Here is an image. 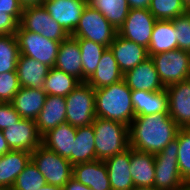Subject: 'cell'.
Listing matches in <instances>:
<instances>
[{"instance_id": "obj_1", "label": "cell", "mask_w": 190, "mask_h": 190, "mask_svg": "<svg viewBox=\"0 0 190 190\" xmlns=\"http://www.w3.org/2000/svg\"><path fill=\"white\" fill-rule=\"evenodd\" d=\"M179 129L169 113L135 116L129 125V145L155 155L176 138Z\"/></svg>"}, {"instance_id": "obj_2", "label": "cell", "mask_w": 190, "mask_h": 190, "mask_svg": "<svg viewBox=\"0 0 190 190\" xmlns=\"http://www.w3.org/2000/svg\"><path fill=\"white\" fill-rule=\"evenodd\" d=\"M131 93L132 90L124 79L95 89L96 117L123 123L129 127L135 118Z\"/></svg>"}, {"instance_id": "obj_3", "label": "cell", "mask_w": 190, "mask_h": 190, "mask_svg": "<svg viewBox=\"0 0 190 190\" xmlns=\"http://www.w3.org/2000/svg\"><path fill=\"white\" fill-rule=\"evenodd\" d=\"M93 124L97 160H106L129 145V127L123 123L96 117Z\"/></svg>"}, {"instance_id": "obj_4", "label": "cell", "mask_w": 190, "mask_h": 190, "mask_svg": "<svg viewBox=\"0 0 190 190\" xmlns=\"http://www.w3.org/2000/svg\"><path fill=\"white\" fill-rule=\"evenodd\" d=\"M66 123L73 127L92 124L95 114V90L87 83L81 82L66 97Z\"/></svg>"}, {"instance_id": "obj_5", "label": "cell", "mask_w": 190, "mask_h": 190, "mask_svg": "<svg viewBox=\"0 0 190 190\" xmlns=\"http://www.w3.org/2000/svg\"><path fill=\"white\" fill-rule=\"evenodd\" d=\"M31 160L44 176L46 184L64 187L73 177V165L69 160L43 145L31 152Z\"/></svg>"}, {"instance_id": "obj_6", "label": "cell", "mask_w": 190, "mask_h": 190, "mask_svg": "<svg viewBox=\"0 0 190 190\" xmlns=\"http://www.w3.org/2000/svg\"><path fill=\"white\" fill-rule=\"evenodd\" d=\"M178 139L172 140L163 150L154 155L156 190H176L185 181L178 168Z\"/></svg>"}, {"instance_id": "obj_7", "label": "cell", "mask_w": 190, "mask_h": 190, "mask_svg": "<svg viewBox=\"0 0 190 190\" xmlns=\"http://www.w3.org/2000/svg\"><path fill=\"white\" fill-rule=\"evenodd\" d=\"M164 87L190 79V53L175 49L151 55Z\"/></svg>"}, {"instance_id": "obj_8", "label": "cell", "mask_w": 190, "mask_h": 190, "mask_svg": "<svg viewBox=\"0 0 190 190\" xmlns=\"http://www.w3.org/2000/svg\"><path fill=\"white\" fill-rule=\"evenodd\" d=\"M116 35L117 30L98 10L86 6L71 36L100 43L109 48Z\"/></svg>"}, {"instance_id": "obj_9", "label": "cell", "mask_w": 190, "mask_h": 190, "mask_svg": "<svg viewBox=\"0 0 190 190\" xmlns=\"http://www.w3.org/2000/svg\"><path fill=\"white\" fill-rule=\"evenodd\" d=\"M20 55L33 58L48 67H54L61 42L47 39L41 34L23 30L20 26L16 31Z\"/></svg>"}, {"instance_id": "obj_10", "label": "cell", "mask_w": 190, "mask_h": 190, "mask_svg": "<svg viewBox=\"0 0 190 190\" xmlns=\"http://www.w3.org/2000/svg\"><path fill=\"white\" fill-rule=\"evenodd\" d=\"M19 26L23 30L41 34L47 39L58 42L69 37L65 30L49 15L43 4L23 8Z\"/></svg>"}, {"instance_id": "obj_11", "label": "cell", "mask_w": 190, "mask_h": 190, "mask_svg": "<svg viewBox=\"0 0 190 190\" xmlns=\"http://www.w3.org/2000/svg\"><path fill=\"white\" fill-rule=\"evenodd\" d=\"M155 22L156 18L149 9H130L117 34L148 48Z\"/></svg>"}, {"instance_id": "obj_12", "label": "cell", "mask_w": 190, "mask_h": 190, "mask_svg": "<svg viewBox=\"0 0 190 190\" xmlns=\"http://www.w3.org/2000/svg\"><path fill=\"white\" fill-rule=\"evenodd\" d=\"M2 132L11 150L33 152L42 145V136L32 119L21 118Z\"/></svg>"}, {"instance_id": "obj_13", "label": "cell", "mask_w": 190, "mask_h": 190, "mask_svg": "<svg viewBox=\"0 0 190 190\" xmlns=\"http://www.w3.org/2000/svg\"><path fill=\"white\" fill-rule=\"evenodd\" d=\"M49 15L71 36L87 6L86 0H44Z\"/></svg>"}, {"instance_id": "obj_14", "label": "cell", "mask_w": 190, "mask_h": 190, "mask_svg": "<svg viewBox=\"0 0 190 190\" xmlns=\"http://www.w3.org/2000/svg\"><path fill=\"white\" fill-rule=\"evenodd\" d=\"M168 113L179 128H190V79L167 86Z\"/></svg>"}, {"instance_id": "obj_15", "label": "cell", "mask_w": 190, "mask_h": 190, "mask_svg": "<svg viewBox=\"0 0 190 190\" xmlns=\"http://www.w3.org/2000/svg\"><path fill=\"white\" fill-rule=\"evenodd\" d=\"M123 74L149 58L148 48L127 40L118 34L109 46Z\"/></svg>"}, {"instance_id": "obj_16", "label": "cell", "mask_w": 190, "mask_h": 190, "mask_svg": "<svg viewBox=\"0 0 190 190\" xmlns=\"http://www.w3.org/2000/svg\"><path fill=\"white\" fill-rule=\"evenodd\" d=\"M123 79L132 91L144 90L152 92L165 89L151 57L126 72Z\"/></svg>"}, {"instance_id": "obj_17", "label": "cell", "mask_w": 190, "mask_h": 190, "mask_svg": "<svg viewBox=\"0 0 190 190\" xmlns=\"http://www.w3.org/2000/svg\"><path fill=\"white\" fill-rule=\"evenodd\" d=\"M131 147L104 160L112 190L134 188L130 173Z\"/></svg>"}, {"instance_id": "obj_18", "label": "cell", "mask_w": 190, "mask_h": 190, "mask_svg": "<svg viewBox=\"0 0 190 190\" xmlns=\"http://www.w3.org/2000/svg\"><path fill=\"white\" fill-rule=\"evenodd\" d=\"M73 178L94 190H112L107 167L102 160L73 165Z\"/></svg>"}, {"instance_id": "obj_19", "label": "cell", "mask_w": 190, "mask_h": 190, "mask_svg": "<svg viewBox=\"0 0 190 190\" xmlns=\"http://www.w3.org/2000/svg\"><path fill=\"white\" fill-rule=\"evenodd\" d=\"M54 67L83 82L81 51L78 41L72 36L60 43Z\"/></svg>"}, {"instance_id": "obj_20", "label": "cell", "mask_w": 190, "mask_h": 190, "mask_svg": "<svg viewBox=\"0 0 190 190\" xmlns=\"http://www.w3.org/2000/svg\"><path fill=\"white\" fill-rule=\"evenodd\" d=\"M135 116L168 113V93L160 91L134 90L131 93Z\"/></svg>"}, {"instance_id": "obj_21", "label": "cell", "mask_w": 190, "mask_h": 190, "mask_svg": "<svg viewBox=\"0 0 190 190\" xmlns=\"http://www.w3.org/2000/svg\"><path fill=\"white\" fill-rule=\"evenodd\" d=\"M35 121L41 136L57 127L59 124L66 123L65 97L47 95L45 104Z\"/></svg>"}, {"instance_id": "obj_22", "label": "cell", "mask_w": 190, "mask_h": 190, "mask_svg": "<svg viewBox=\"0 0 190 190\" xmlns=\"http://www.w3.org/2000/svg\"><path fill=\"white\" fill-rule=\"evenodd\" d=\"M77 128L69 123L59 124L42 136V145L66 158L71 163L72 145L76 137Z\"/></svg>"}, {"instance_id": "obj_23", "label": "cell", "mask_w": 190, "mask_h": 190, "mask_svg": "<svg viewBox=\"0 0 190 190\" xmlns=\"http://www.w3.org/2000/svg\"><path fill=\"white\" fill-rule=\"evenodd\" d=\"M43 89L20 87L11 104L21 118L36 120L46 100Z\"/></svg>"}, {"instance_id": "obj_24", "label": "cell", "mask_w": 190, "mask_h": 190, "mask_svg": "<svg viewBox=\"0 0 190 190\" xmlns=\"http://www.w3.org/2000/svg\"><path fill=\"white\" fill-rule=\"evenodd\" d=\"M49 69L46 64L20 55L16 67L20 87L43 89Z\"/></svg>"}, {"instance_id": "obj_25", "label": "cell", "mask_w": 190, "mask_h": 190, "mask_svg": "<svg viewBox=\"0 0 190 190\" xmlns=\"http://www.w3.org/2000/svg\"><path fill=\"white\" fill-rule=\"evenodd\" d=\"M113 52L106 48L102 53L99 64L94 74L86 81L94 90L106 87L123 79Z\"/></svg>"}, {"instance_id": "obj_26", "label": "cell", "mask_w": 190, "mask_h": 190, "mask_svg": "<svg viewBox=\"0 0 190 190\" xmlns=\"http://www.w3.org/2000/svg\"><path fill=\"white\" fill-rule=\"evenodd\" d=\"M31 161V152L11 150L0 158V186L10 190L17 176Z\"/></svg>"}, {"instance_id": "obj_27", "label": "cell", "mask_w": 190, "mask_h": 190, "mask_svg": "<svg viewBox=\"0 0 190 190\" xmlns=\"http://www.w3.org/2000/svg\"><path fill=\"white\" fill-rule=\"evenodd\" d=\"M130 173L134 187H154V155L131 148Z\"/></svg>"}, {"instance_id": "obj_28", "label": "cell", "mask_w": 190, "mask_h": 190, "mask_svg": "<svg viewBox=\"0 0 190 190\" xmlns=\"http://www.w3.org/2000/svg\"><path fill=\"white\" fill-rule=\"evenodd\" d=\"M177 49L176 28L171 20H156L148 47L149 57Z\"/></svg>"}, {"instance_id": "obj_29", "label": "cell", "mask_w": 190, "mask_h": 190, "mask_svg": "<svg viewBox=\"0 0 190 190\" xmlns=\"http://www.w3.org/2000/svg\"><path fill=\"white\" fill-rule=\"evenodd\" d=\"M97 160L95 153V133L93 124L77 127L76 137L72 145L71 164Z\"/></svg>"}, {"instance_id": "obj_30", "label": "cell", "mask_w": 190, "mask_h": 190, "mask_svg": "<svg viewBox=\"0 0 190 190\" xmlns=\"http://www.w3.org/2000/svg\"><path fill=\"white\" fill-rule=\"evenodd\" d=\"M91 9L98 10L118 30L129 13L127 0H86Z\"/></svg>"}, {"instance_id": "obj_31", "label": "cell", "mask_w": 190, "mask_h": 190, "mask_svg": "<svg viewBox=\"0 0 190 190\" xmlns=\"http://www.w3.org/2000/svg\"><path fill=\"white\" fill-rule=\"evenodd\" d=\"M80 83L74 76L52 67L48 71L43 90L47 95L66 97Z\"/></svg>"}, {"instance_id": "obj_32", "label": "cell", "mask_w": 190, "mask_h": 190, "mask_svg": "<svg viewBox=\"0 0 190 190\" xmlns=\"http://www.w3.org/2000/svg\"><path fill=\"white\" fill-rule=\"evenodd\" d=\"M81 51V64L83 68V82H86L96 71L102 53L106 46L83 38H75Z\"/></svg>"}, {"instance_id": "obj_33", "label": "cell", "mask_w": 190, "mask_h": 190, "mask_svg": "<svg viewBox=\"0 0 190 190\" xmlns=\"http://www.w3.org/2000/svg\"><path fill=\"white\" fill-rule=\"evenodd\" d=\"M19 56L16 35H0V73L16 71Z\"/></svg>"}, {"instance_id": "obj_34", "label": "cell", "mask_w": 190, "mask_h": 190, "mask_svg": "<svg viewBox=\"0 0 190 190\" xmlns=\"http://www.w3.org/2000/svg\"><path fill=\"white\" fill-rule=\"evenodd\" d=\"M148 9L156 20H173L188 11L182 0H151Z\"/></svg>"}, {"instance_id": "obj_35", "label": "cell", "mask_w": 190, "mask_h": 190, "mask_svg": "<svg viewBox=\"0 0 190 190\" xmlns=\"http://www.w3.org/2000/svg\"><path fill=\"white\" fill-rule=\"evenodd\" d=\"M46 185V181L37 166L31 160L24 170L17 176L10 190H38Z\"/></svg>"}, {"instance_id": "obj_36", "label": "cell", "mask_w": 190, "mask_h": 190, "mask_svg": "<svg viewBox=\"0 0 190 190\" xmlns=\"http://www.w3.org/2000/svg\"><path fill=\"white\" fill-rule=\"evenodd\" d=\"M178 139V168L185 182H190V128L179 129Z\"/></svg>"}, {"instance_id": "obj_37", "label": "cell", "mask_w": 190, "mask_h": 190, "mask_svg": "<svg viewBox=\"0 0 190 190\" xmlns=\"http://www.w3.org/2000/svg\"><path fill=\"white\" fill-rule=\"evenodd\" d=\"M171 21L176 28L177 49L190 53V11Z\"/></svg>"}, {"instance_id": "obj_38", "label": "cell", "mask_w": 190, "mask_h": 190, "mask_svg": "<svg viewBox=\"0 0 190 190\" xmlns=\"http://www.w3.org/2000/svg\"><path fill=\"white\" fill-rule=\"evenodd\" d=\"M20 89L16 71L0 73V102H11Z\"/></svg>"}, {"instance_id": "obj_39", "label": "cell", "mask_w": 190, "mask_h": 190, "mask_svg": "<svg viewBox=\"0 0 190 190\" xmlns=\"http://www.w3.org/2000/svg\"><path fill=\"white\" fill-rule=\"evenodd\" d=\"M21 119L20 114L14 109L11 102H0V130L9 128Z\"/></svg>"}, {"instance_id": "obj_40", "label": "cell", "mask_w": 190, "mask_h": 190, "mask_svg": "<svg viewBox=\"0 0 190 190\" xmlns=\"http://www.w3.org/2000/svg\"><path fill=\"white\" fill-rule=\"evenodd\" d=\"M19 21L7 13H0V35H15Z\"/></svg>"}, {"instance_id": "obj_41", "label": "cell", "mask_w": 190, "mask_h": 190, "mask_svg": "<svg viewBox=\"0 0 190 190\" xmlns=\"http://www.w3.org/2000/svg\"><path fill=\"white\" fill-rule=\"evenodd\" d=\"M22 11L23 7L18 0H0V13L13 15L20 22Z\"/></svg>"}, {"instance_id": "obj_42", "label": "cell", "mask_w": 190, "mask_h": 190, "mask_svg": "<svg viewBox=\"0 0 190 190\" xmlns=\"http://www.w3.org/2000/svg\"><path fill=\"white\" fill-rule=\"evenodd\" d=\"M64 190H94L91 187L83 185L73 177L64 185Z\"/></svg>"}, {"instance_id": "obj_43", "label": "cell", "mask_w": 190, "mask_h": 190, "mask_svg": "<svg viewBox=\"0 0 190 190\" xmlns=\"http://www.w3.org/2000/svg\"><path fill=\"white\" fill-rule=\"evenodd\" d=\"M151 0H127L130 9H148Z\"/></svg>"}, {"instance_id": "obj_44", "label": "cell", "mask_w": 190, "mask_h": 190, "mask_svg": "<svg viewBox=\"0 0 190 190\" xmlns=\"http://www.w3.org/2000/svg\"><path fill=\"white\" fill-rule=\"evenodd\" d=\"M9 151H11V149L9 148V145L4 138L2 130H0V154L4 155L5 153Z\"/></svg>"}, {"instance_id": "obj_45", "label": "cell", "mask_w": 190, "mask_h": 190, "mask_svg": "<svg viewBox=\"0 0 190 190\" xmlns=\"http://www.w3.org/2000/svg\"><path fill=\"white\" fill-rule=\"evenodd\" d=\"M18 1L21 4V6L25 8L34 5H41L43 4L44 0H18Z\"/></svg>"}, {"instance_id": "obj_46", "label": "cell", "mask_w": 190, "mask_h": 190, "mask_svg": "<svg viewBox=\"0 0 190 190\" xmlns=\"http://www.w3.org/2000/svg\"><path fill=\"white\" fill-rule=\"evenodd\" d=\"M38 190H64L63 187L46 184Z\"/></svg>"}, {"instance_id": "obj_47", "label": "cell", "mask_w": 190, "mask_h": 190, "mask_svg": "<svg viewBox=\"0 0 190 190\" xmlns=\"http://www.w3.org/2000/svg\"><path fill=\"white\" fill-rule=\"evenodd\" d=\"M176 190H190V182H184Z\"/></svg>"}, {"instance_id": "obj_48", "label": "cell", "mask_w": 190, "mask_h": 190, "mask_svg": "<svg viewBox=\"0 0 190 190\" xmlns=\"http://www.w3.org/2000/svg\"><path fill=\"white\" fill-rule=\"evenodd\" d=\"M131 190H156L154 187H134Z\"/></svg>"}, {"instance_id": "obj_49", "label": "cell", "mask_w": 190, "mask_h": 190, "mask_svg": "<svg viewBox=\"0 0 190 190\" xmlns=\"http://www.w3.org/2000/svg\"><path fill=\"white\" fill-rule=\"evenodd\" d=\"M183 5L190 11V0H182Z\"/></svg>"}, {"instance_id": "obj_50", "label": "cell", "mask_w": 190, "mask_h": 190, "mask_svg": "<svg viewBox=\"0 0 190 190\" xmlns=\"http://www.w3.org/2000/svg\"><path fill=\"white\" fill-rule=\"evenodd\" d=\"M0 190H6V189H5L4 187H1V186H0Z\"/></svg>"}]
</instances>
